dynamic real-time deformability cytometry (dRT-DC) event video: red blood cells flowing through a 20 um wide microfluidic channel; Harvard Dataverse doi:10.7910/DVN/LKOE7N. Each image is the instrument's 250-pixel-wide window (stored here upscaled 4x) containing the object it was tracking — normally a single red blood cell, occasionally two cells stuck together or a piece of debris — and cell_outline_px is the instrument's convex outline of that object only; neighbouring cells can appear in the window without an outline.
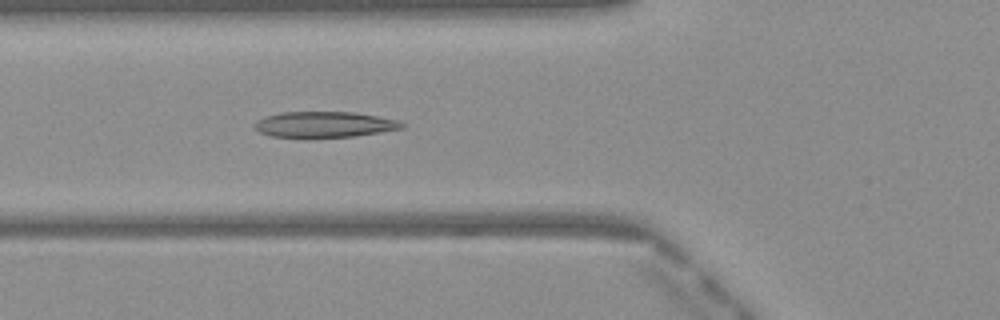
{"species": "Egyptian fruit bat (a non-hibernating species)", "species_latin": "Rousettus aegyptiacus", "temperature_condition": "warm", "stored_images_in_passage": 43, "camera_frame_rate_fps": 3000, "um_per_image_px": 0.085, "frame": {"image": 1, "passage_image": 12, "time_ms": 3.667, "image_size_px": [1000, 320], "cell_outline_px": [[408, 124], [404, 128], [356, 136], [304, 140], [272, 136], [260, 132], [252, 128], [252, 124], [256, 120], [264, 116], [280, 112], [352, 112], [376, 116], [396, 120]], "centroid_in_image_um": [27.49, 10.62], "position_along_channel_um": 98.3, "area_um2": 23.12}}
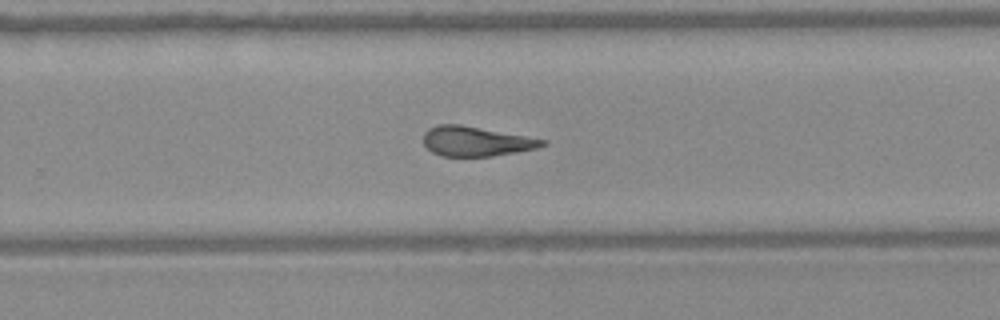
{"frame": {"image": 2, "passage_image": 26, "time_ms": 8.333, "image_size_px": [1000, 320], "cell_outline_px": [[548, 144], [536, 148], [516, 152], [492, 156], [440, 156], [432, 152], [424, 144], [424, 132], [428, 128], [436, 124], [460, 124], [548, 140]], "centroid_in_image_um": [40.45, 12.0], "position_along_channel_um": 289.3, "area_um2": 20.63}}
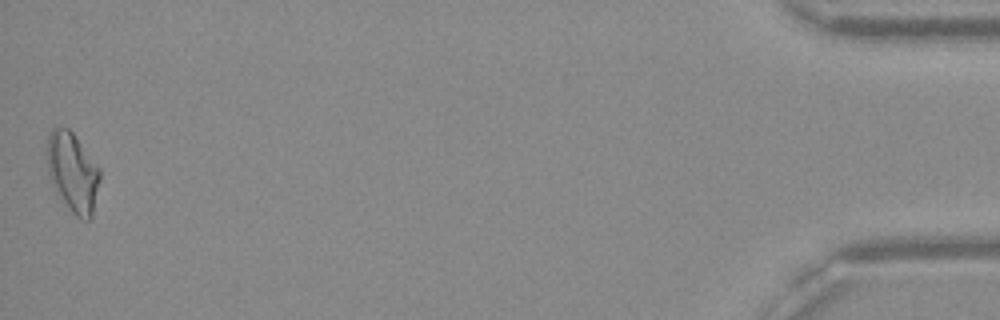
{"frame": {"image": 3, "passage_image": 43, "time_ms": 14.0, "image_size_px": [1000, 320], "cell_outline_px": [[100, 180], [92, 216], [88, 220], [80, 220], [72, 212], [48, 176], [44, 152], [48, 132], [52, 128], [68, 128], [72, 132], [100, 168]], "centroid_in_image_um": [6.15, 14.59], "position_along_channel_um": 429.1, "area_um2": 24.57}, "authors_computed_cell_mechanics": {"area_um2": 21.5594, "velocity_mm_per_s": 4.083, "shape_relaxation_time_tau1_ms": 9.2347, "shape_relaxation_time_tau2_ms": 2.4425, "deformation_change_tau1": 0.2533, "deformation_change_tau2": 0.1271}}